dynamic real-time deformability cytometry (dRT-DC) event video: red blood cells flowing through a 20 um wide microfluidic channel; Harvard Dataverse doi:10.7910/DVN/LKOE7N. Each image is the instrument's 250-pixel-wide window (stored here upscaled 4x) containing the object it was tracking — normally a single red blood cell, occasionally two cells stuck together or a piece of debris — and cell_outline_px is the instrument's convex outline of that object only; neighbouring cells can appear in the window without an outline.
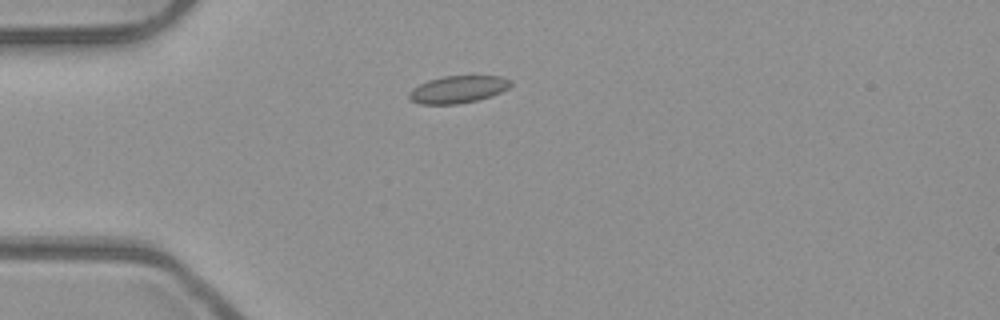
{"species": "common noctule bat (a hibernating species)", "species_latin": "Nyctalus noctula", "temperature_condition": "room temperature", "stored_images_in_passage": 3, "camera_frame_rate_fps": 3000, "um_per_image_px": 0.085, "animal": {"sex": "male", "body_mass_g": 23.1, "forearm_length_mm": 52.7}, "frame": {"image": 1, "passage_image": 1, "time_ms": 0.0, "image_size_px": [1000, 320], "cell_outline_px": [[512, 84], [508, 88], [500, 92], [476, 100], [456, 104], [420, 104], [408, 100], [408, 92], [412, 88], [428, 80], [444, 76], [504, 76], [512, 80]], "centroid_in_image_um": [38.9, 7.59], "position_along_channel_um": 46.1, "area_um2": 16.18}}
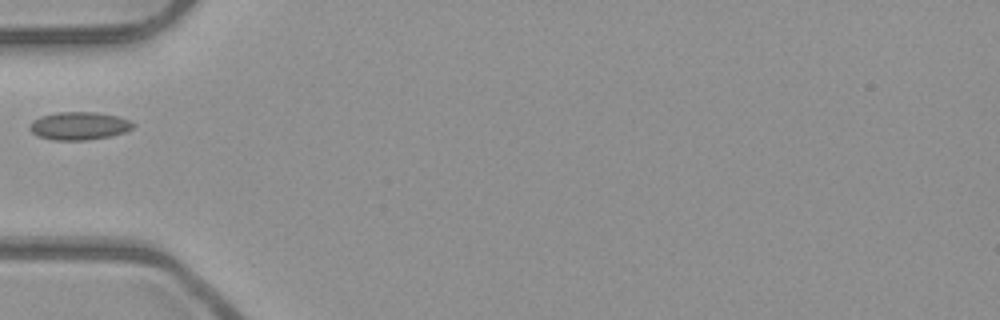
{"frame": {"image": 2, "passage_image": 2, "time_ms": 0.333, "image_size_px": [1000, 320], "cell_outline_px": [[136, 124], [132, 128], [124, 132], [108, 136], [88, 140], [52, 140], [40, 136], [32, 132], [28, 128], [28, 124], [32, 120], [40, 116], [56, 112], [96, 112], [116, 116], [128, 120]], "centroid_in_image_um": [6.68, 10.69], "position_along_channel_um": 78.3, "area_um2": 16.82}}
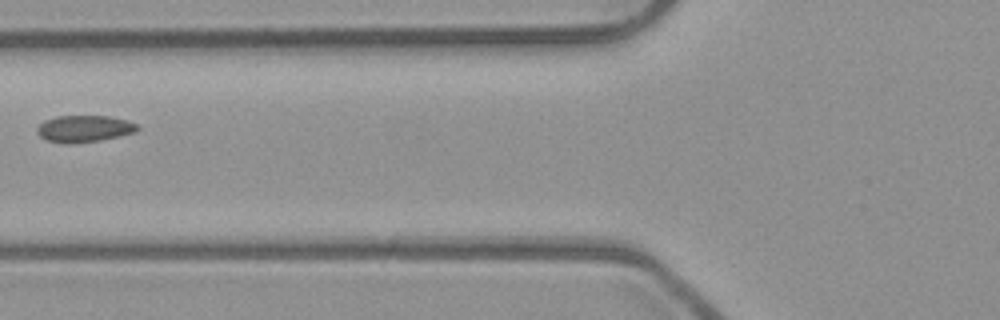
{"frame": {"image": 3, "passage_image": 3, "time_ms": 0.667, "image_size_px": [1000, 320], "cell_outline_px": [[140, 128], [136, 132], [120, 136], [100, 140], [68, 144], [64, 144], [48, 140], [40, 136], [36, 132], [36, 128], [44, 120], [56, 116], [108, 116], [128, 120], [140, 124]], "centroid_in_image_um": [7.19, 10.93], "position_along_channel_um": 118.6, "area_um2": 15.84}}